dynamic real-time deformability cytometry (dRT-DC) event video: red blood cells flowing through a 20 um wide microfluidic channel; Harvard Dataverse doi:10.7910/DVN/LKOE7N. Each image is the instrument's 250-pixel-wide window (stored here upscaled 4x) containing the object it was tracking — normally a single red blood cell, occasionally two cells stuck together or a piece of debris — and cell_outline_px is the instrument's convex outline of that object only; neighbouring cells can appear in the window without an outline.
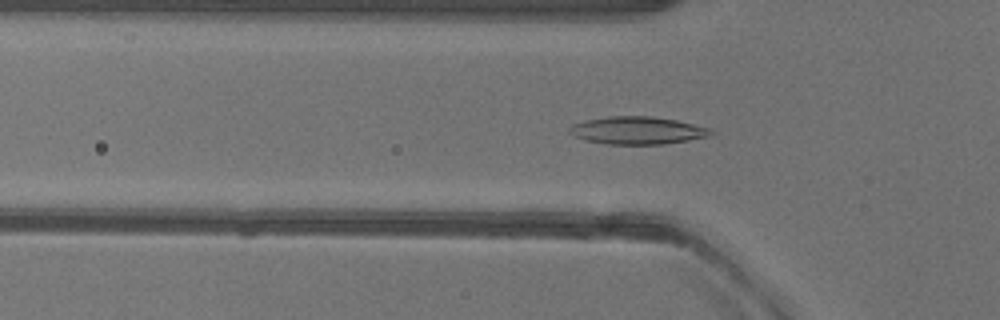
{"species": "common noctule bat (a hibernating species)", "species_latin": "Nyctalus noctula", "temperature_condition": "warm", "stored_images_in_passage": 51, "camera_frame_rate_fps": 3000, "um_per_image_px": 0.085, "animal": {"sex": "female"}, "frame": {"image": 1, "passage_image": 16, "time_ms": 5.0, "image_size_px": [1000, 320], "cell_outline_px": [[716, 132], [712, 136], [664, 144], [608, 144], [584, 140], [568, 132], [568, 128], [572, 124], [584, 120], [608, 116], [652, 116], [676, 120], [712, 128]], "centroid_in_image_um": [54.21, 11.08], "position_along_channel_um": 71.6, "area_um2": 23.0}}
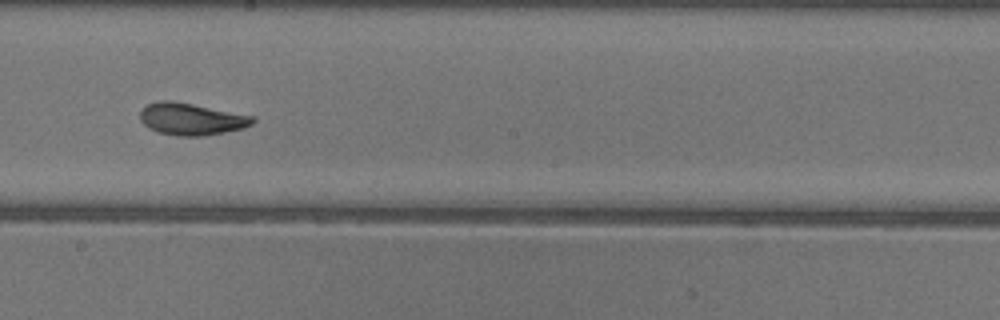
{"frame": {"image": 2, "passage_image": 28, "time_ms": 9.0, "image_size_px": [1000, 320], "cell_outline_px": [[256, 120], [252, 124], [244, 128], [204, 136], [176, 136], [156, 132], [148, 128], [140, 120], [140, 112], [148, 104], [160, 100], [172, 100], [256, 116]], "centroid_in_image_um": [16.28, 10.12], "position_along_channel_um": 231.9, "area_um2": 21.21}}
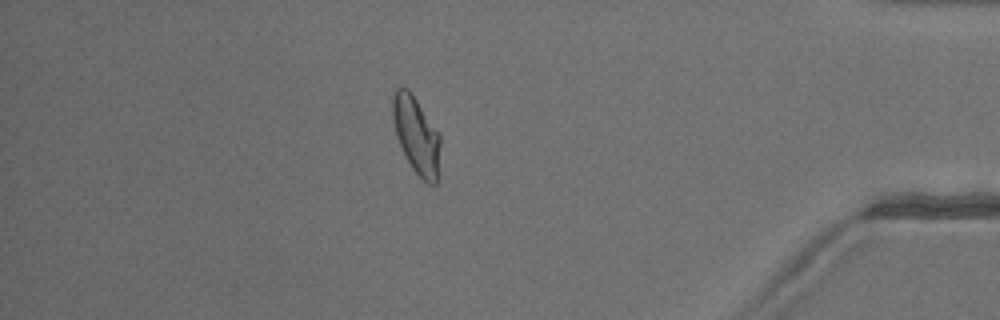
{"frame": {"image": 3, "passage_image": 44, "time_ms": 14.333, "image_size_px": [1000, 320], "cell_outline_px": [[440, 176], [436, 184], [428, 184], [412, 168], [396, 136], [392, 120], [392, 96], [396, 88], [408, 88], [412, 92], [440, 136]], "centroid_in_image_um": [35.4, 11.5], "position_along_channel_um": 399.8, "area_um2": 21.5}, "authors_computed_cell_mechanics": {"area_um2": 21.5016, "velocity_mm_per_s": 3.9835, "shape_relaxation_time_tau1_ms": 5.0536, "shape_relaxation_time_tau2_ms": 2.0174, "deformation_change_tau1": 0.1777, "deformation_change_tau2": 0.0717}}